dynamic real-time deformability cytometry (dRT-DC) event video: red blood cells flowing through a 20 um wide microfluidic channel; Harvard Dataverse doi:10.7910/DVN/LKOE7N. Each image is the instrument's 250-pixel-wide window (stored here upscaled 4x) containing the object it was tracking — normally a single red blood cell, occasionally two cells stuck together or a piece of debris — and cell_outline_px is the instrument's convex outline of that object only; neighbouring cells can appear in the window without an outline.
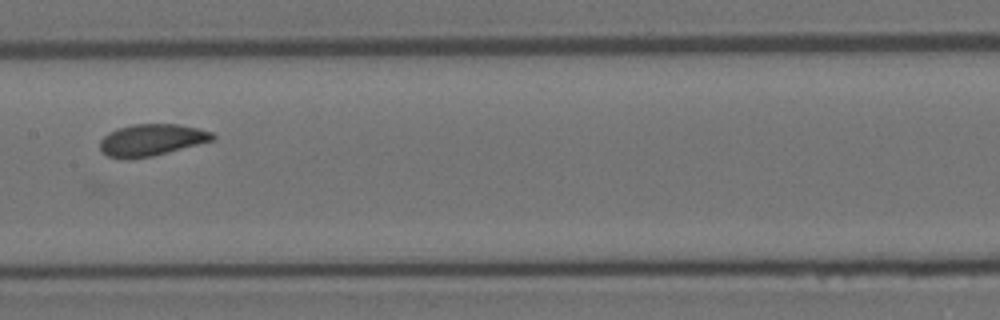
{"species": "Egyptian fruit bat (a non-hibernating species)", "species_latin": "Rousettus aegyptiacus", "temperature_condition": "room temperature", "stored_images_in_passage": 11, "camera_frame_rate_fps": 3000, "um_per_image_px": 0.085, "animal": {"sex": "female"}, "frame": {"image": 1, "passage_image": 6, "time_ms": 1.667, "image_size_px": [1000, 320], "cell_outline_px": [[216, 140], [152, 156], [128, 160], [124, 160], [108, 156], [100, 152], [100, 140], [108, 132], [132, 124], [180, 124], [212, 132], [216, 136]], "centroid_in_image_um": [12.87, 11.91], "position_along_channel_um": 194.5, "area_um2": 21.1}}
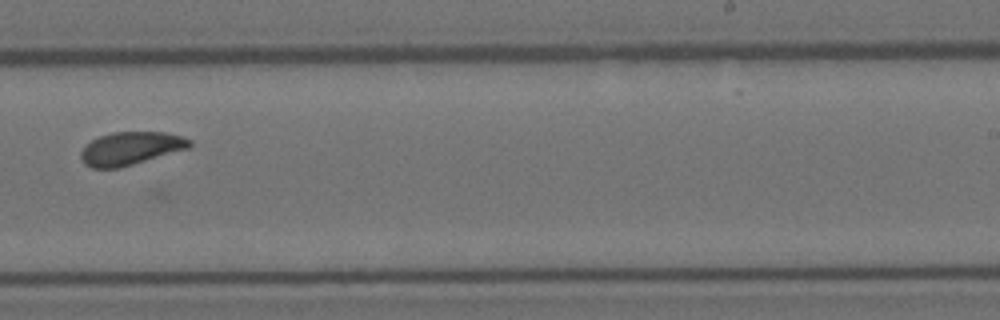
{"frame": {"image": 2, "passage_image": 8, "time_ms": 2.333, "image_size_px": [1000, 320], "cell_outline_px": [[192, 144], [188, 148], [120, 168], [92, 168], [84, 164], [80, 156], [80, 152], [92, 140], [100, 136], [112, 132], [164, 132], [180, 136], [192, 140]], "centroid_in_image_um": [11.09, 12.62], "position_along_channel_um": 277.9, "area_um2": 20.75}}
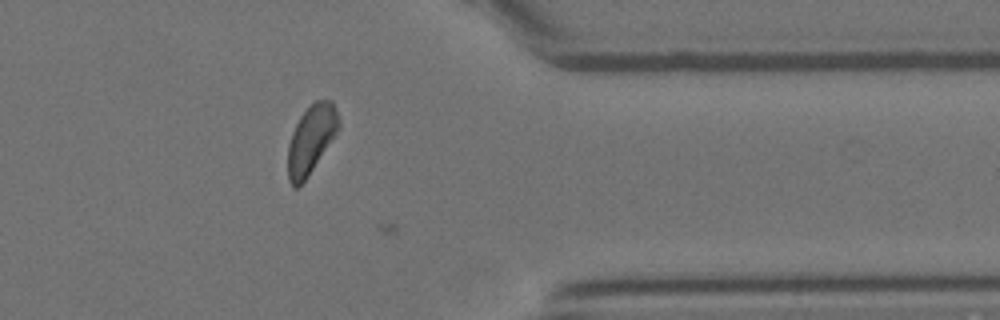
{"frame": {"image": 3, "passage_image": 11, "time_ms": 3.333, "image_size_px": [1000, 320], "cell_outline_px": [[340, 128], [308, 176], [296, 188], [292, 188], [288, 180], [288, 144], [292, 132], [300, 116], [316, 100], [332, 100], [340, 124]], "centroid_in_image_um": [26.43, 11.87], "position_along_channel_um": 385.0, "area_um2": 20.0}}